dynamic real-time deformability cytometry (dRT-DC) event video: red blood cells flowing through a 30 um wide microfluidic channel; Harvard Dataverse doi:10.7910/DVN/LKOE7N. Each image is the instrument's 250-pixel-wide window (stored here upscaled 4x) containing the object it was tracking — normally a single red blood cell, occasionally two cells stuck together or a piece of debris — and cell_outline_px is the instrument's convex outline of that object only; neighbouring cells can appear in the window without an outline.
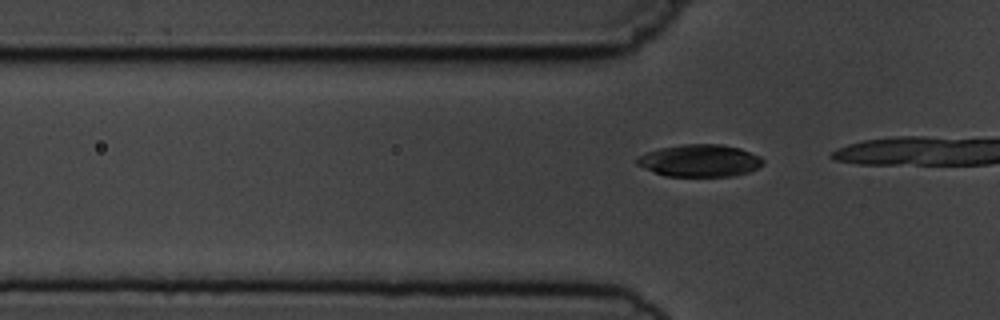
{"species": "common noctule bat (a hibernating species)", "species_latin": "Nyctalus noctula", "temperature_condition": "cold", "stored_images_in_passage": 7, "segment_of_instrument_passage": [2, 2], "camera_frame_rate_fps": 3000, "um_per_image_px": 0.085, "animal": {"sex": "male", "body_mass_g": 19.5, "forearm_length_mm": 54.6}, "frame": {"image": 1, "passage_image": 7, "time_ms": 7.0, "image_size_px": [1000, 320], "cell_outline_px": [[764, 164], [748, 172], [732, 176], [664, 176], [644, 168], [636, 164], [636, 156], [660, 148], [680, 144], [720, 144], [740, 148], [760, 156], [764, 160]], "centroid_in_image_um": [59.47, 13.65], "position_along_channel_um": 66.3, "area_um2": 23.76}}